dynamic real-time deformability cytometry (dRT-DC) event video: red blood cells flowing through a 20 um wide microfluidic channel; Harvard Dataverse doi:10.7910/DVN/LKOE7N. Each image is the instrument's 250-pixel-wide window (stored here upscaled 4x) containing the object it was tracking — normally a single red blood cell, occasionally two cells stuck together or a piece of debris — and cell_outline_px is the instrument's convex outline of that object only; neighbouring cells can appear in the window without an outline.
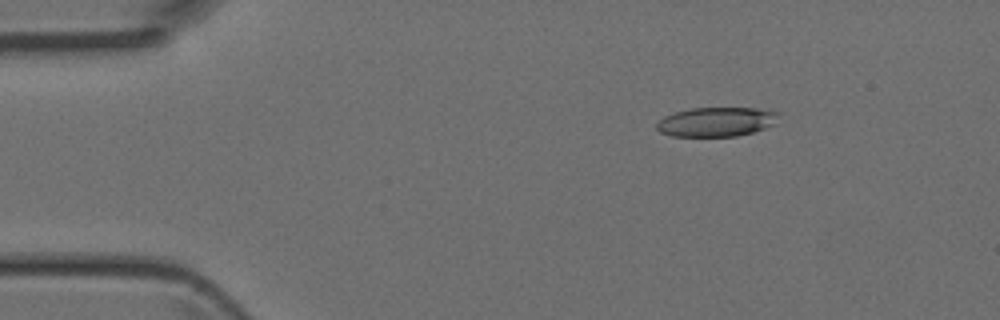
{"species": "Egyptian fruit bat (a non-hibernating species)", "species_latin": "Rousettus aegyptiacus", "temperature_condition": "room temperature", "stored_images_in_passage": 5, "camera_frame_rate_fps": 3000, "um_per_image_px": 0.085, "animal": {"sex": "female"}, "frame": {"image": 1, "passage_image": 2, "time_ms": 0.333, "image_size_px": [1000, 320], "cell_outline_px": [[780, 112], [776, 124], [752, 132], [736, 136], [672, 136], [660, 132], [656, 128], [656, 124], [664, 116], [676, 112], [692, 108], [756, 108]], "centroid_in_image_um": [60.91, 10.35], "position_along_channel_um": 24.1, "area_um2": 20.81}}
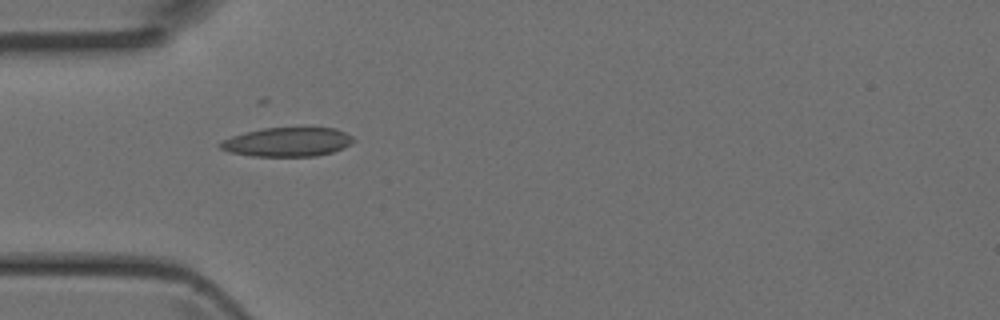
{"frame": {"image": 2, "passage_image": 4, "time_ms": 1.0, "image_size_px": [1000, 320], "cell_outline_px": [[356, 140], [332, 152], [316, 156], [252, 156], [228, 152], [220, 148], [216, 144], [232, 136], [244, 132], [264, 128], [336, 128], [352, 136]], "centroid_in_image_um": [24.38, 12.07], "position_along_channel_um": 60.6, "area_um2": 22.43}}
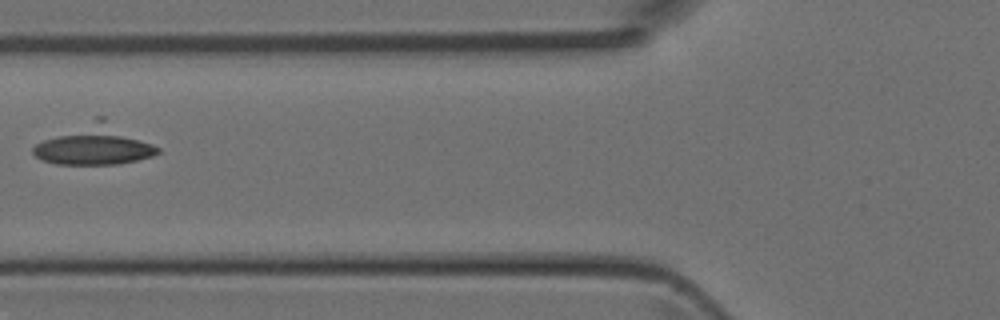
{"frame": {"image": 3, "passage_image": 5, "time_ms": 1.333, "image_size_px": [1000, 320], "cell_outline_px": [[160, 152], [152, 156], [136, 160], [116, 164], [56, 164], [44, 160], [36, 156], [32, 152], [32, 148], [36, 144], [44, 140], [96, 116], [104, 116], [160, 148]], "centroid_in_image_um": [8.07, 12.3], "position_along_channel_um": 117.7, "area_um2": 28.67}}